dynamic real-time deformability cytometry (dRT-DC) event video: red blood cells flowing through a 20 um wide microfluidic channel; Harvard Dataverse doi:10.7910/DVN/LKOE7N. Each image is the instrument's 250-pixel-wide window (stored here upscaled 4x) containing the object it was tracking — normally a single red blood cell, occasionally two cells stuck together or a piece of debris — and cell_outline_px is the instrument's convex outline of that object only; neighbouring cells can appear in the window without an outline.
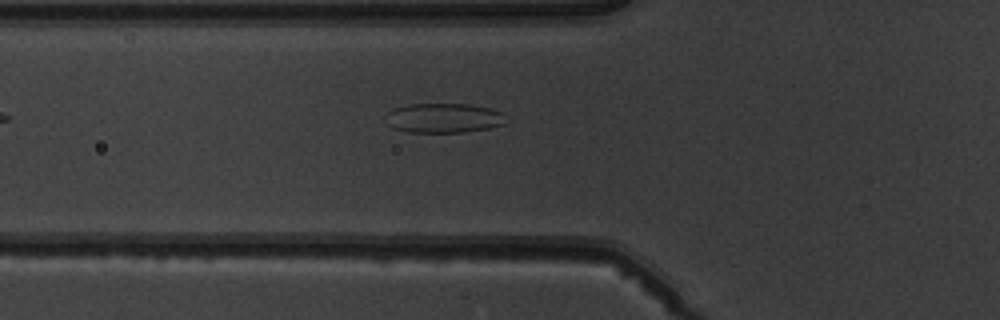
{"species": "common noctule bat (a hibernating species)", "species_latin": "Nyctalus noctula", "temperature_condition": "warm", "stored_images_in_passage": 6, "camera_frame_rate_fps": 3000, "um_per_image_px": 0.085, "animal": {"sex": "male", "body_mass_g": 19.5, "forearm_length_mm": 54.6}, "frame": {"image": 1, "passage_image": 6, "time_ms": 6.0, "image_size_px": [1000, 320], "cell_outline_px": [[512, 120], [508, 124], [488, 128], [464, 132], [408, 132], [392, 128], [388, 124], [388, 112], [392, 108], [408, 104], [468, 104], [488, 108], [504, 112]], "centroid_in_image_um": [37.82, 10.03], "position_along_channel_um": 88.0, "area_um2": 21.1}}